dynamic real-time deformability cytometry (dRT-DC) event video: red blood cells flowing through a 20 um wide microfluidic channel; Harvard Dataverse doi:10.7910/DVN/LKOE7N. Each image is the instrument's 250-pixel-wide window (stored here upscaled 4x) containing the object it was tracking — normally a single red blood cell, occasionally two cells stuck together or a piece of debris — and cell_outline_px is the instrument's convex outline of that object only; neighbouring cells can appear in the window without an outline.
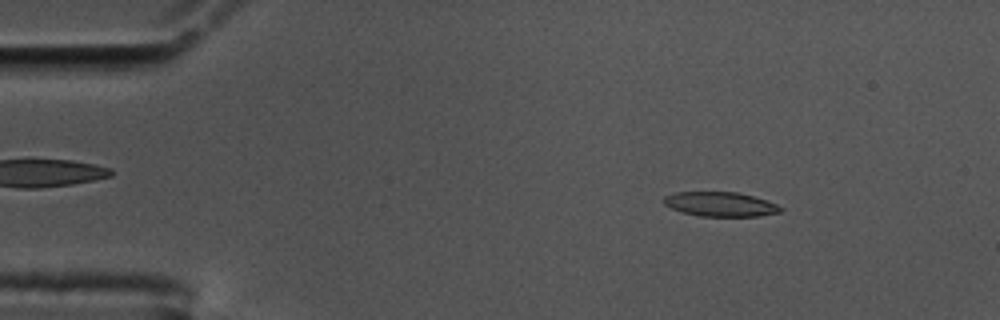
{"species": "common noctule bat (a hibernating species)", "species_latin": "Nyctalus noctula", "temperature_condition": "cold", "stored_images_in_passage": 58, "camera_frame_rate_fps": 3000, "um_per_image_px": 0.085, "animal": {"sex": "male", "body_mass_g": 17.5, "forearm_length_mm": 52.3}, "frame": {"image": 1, "passage_image": 8, "time_ms": 2.333, "image_size_px": [1000, 320], "cell_outline_px": [[784, 208], [780, 212], [760, 216], [700, 216], [684, 212], [672, 208], [664, 204], [664, 196], [676, 192], [736, 192], [752, 196], [776, 204]], "centroid_in_image_um": [61.24, 17.36], "position_along_channel_um": 23.8, "area_um2": 16.42}}
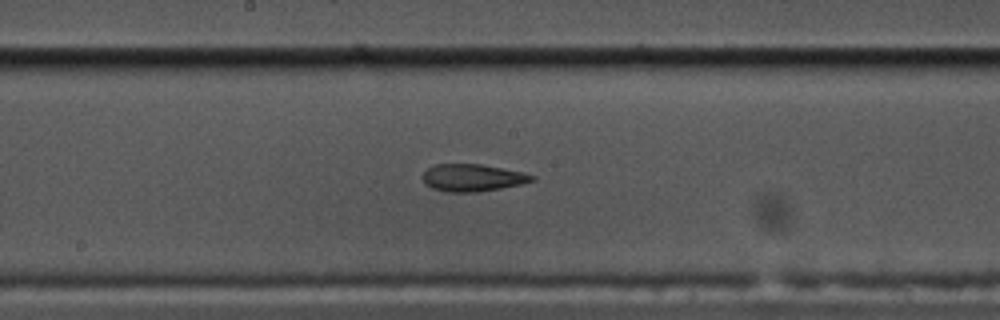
{"frame": {"image": 2, "passage_image": 30, "time_ms": 9.667, "image_size_px": [1000, 320], "cell_outline_px": [[536, 180], [520, 184], [500, 188], [476, 192], [448, 192], [432, 188], [424, 184], [420, 176], [428, 168], [436, 164], [480, 164], [524, 172], [536, 176]], "centroid_in_image_um": [40.14, 15.1], "position_along_channel_um": 208.1, "area_um2": 17.46}}
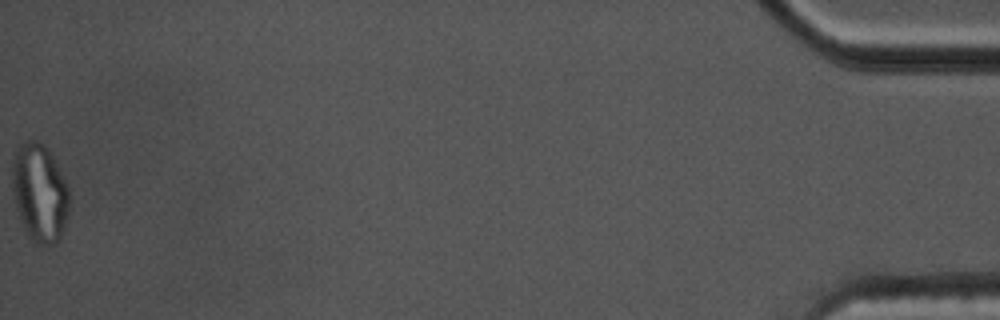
{"frame": {"image": 3, "passage_image": 58, "time_ms": 19.0, "image_size_px": [1000, 320], "cell_outline_px": [[68, 216], [60, 240], [56, 244], [36, 244], [28, 236], [20, 220], [12, 196], [12, 156], [16, 148], [24, 140], [36, 140], [44, 144], [52, 152], [68, 188]], "centroid_in_image_um": [3.35, 16.36], "position_along_channel_um": 431.9, "area_um2": 33.23}, "authors_computed_cell_mechanics": {"area_um2": 17.6868, "velocity_mm_per_s": 3.4701, "shape_relaxation_time_tau1_ms": null, "shape_relaxation_time_tau2_ms": 2.9963, "deformation_change_tau1": null, "deformation_change_tau2": 0.1156}}